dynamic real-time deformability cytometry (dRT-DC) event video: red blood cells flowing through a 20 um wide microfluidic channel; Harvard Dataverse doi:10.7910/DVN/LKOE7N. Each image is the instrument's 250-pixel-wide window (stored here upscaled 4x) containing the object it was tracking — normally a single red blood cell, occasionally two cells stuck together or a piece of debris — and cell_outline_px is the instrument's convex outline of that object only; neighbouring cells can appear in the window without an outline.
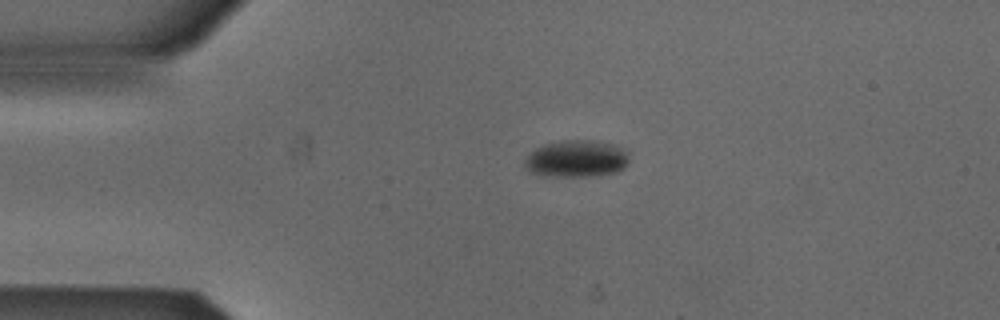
{"species": "Egyptian fruit bat (a non-hibernating species)", "species_latin": "Rousettus aegyptiacus", "temperature_condition": "cold", "stored_images_in_passage": 3, "camera_frame_rate_fps": 3000, "um_per_image_px": 0.085, "animal": {"sex": "male"}, "frame": {"image": 1, "passage_image": 1, "time_ms": 0.0, "image_size_px": [1000, 320], "cell_outline_px": [[628, 164], [624, 168], [616, 172], [592, 176], [540, 176], [528, 172], [524, 168], [524, 160], [536, 148], [560, 140], [584, 140], [608, 144], [624, 152], [628, 160]], "centroid_in_image_um": [48.9, 13.53], "position_along_channel_um": 36.1, "area_um2": 22.08}}